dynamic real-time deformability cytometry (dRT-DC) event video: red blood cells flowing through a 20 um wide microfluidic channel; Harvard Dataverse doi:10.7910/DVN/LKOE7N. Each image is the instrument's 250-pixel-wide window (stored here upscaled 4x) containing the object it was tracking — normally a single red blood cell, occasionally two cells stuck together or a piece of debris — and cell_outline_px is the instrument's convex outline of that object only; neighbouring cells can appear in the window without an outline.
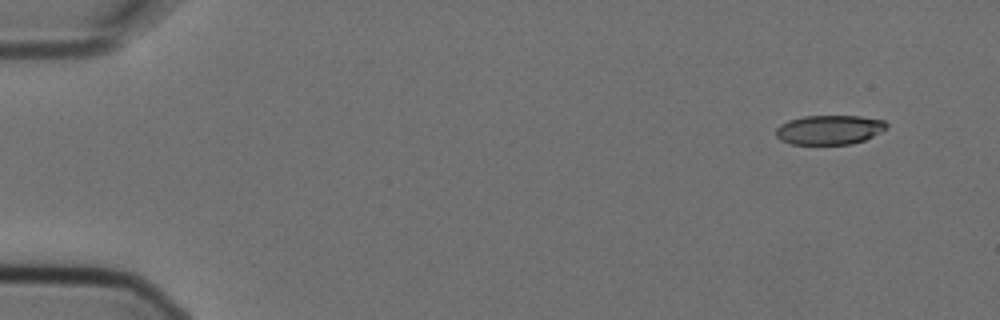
{"species": "Egyptian fruit bat (a non-hibernating species)", "species_latin": "Rousettus aegyptiacus", "temperature_condition": "cold", "stored_images_in_passage": 6, "camera_frame_rate_fps": 3000, "um_per_image_px": 0.085, "animal": {"sex": "female"}, "frame": {"image": 1, "passage_image": 2, "time_ms": 0.333, "image_size_px": [1000, 320], "cell_outline_px": [[888, 128], [864, 140], [852, 144], [792, 144], [780, 140], [776, 136], [776, 128], [780, 124], [788, 120], [804, 116], [860, 116], [884, 120], [888, 124]], "centroid_in_image_um": [70.49, 11.03], "position_along_channel_um": 14.5, "area_um2": 19.02}}
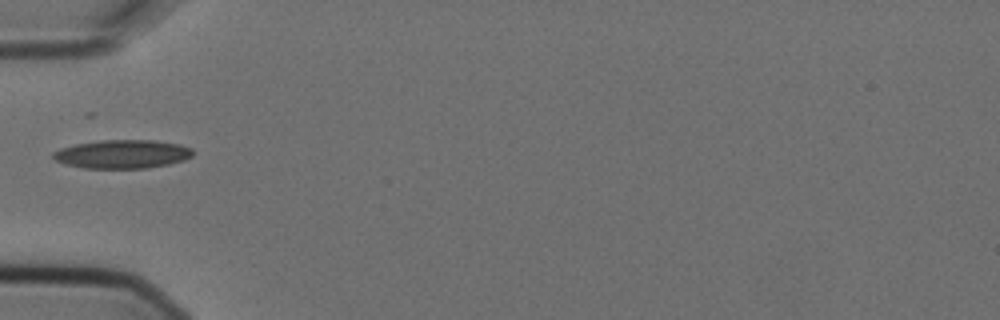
{"frame": {"image": 2, "passage_image": 6, "time_ms": 1.667, "image_size_px": [1000, 320], "cell_outline_px": [[192, 156], [184, 160], [168, 164], [148, 168], [84, 168], [64, 164], [56, 160], [52, 156], [52, 152], [60, 148], [76, 144], [100, 140], [156, 140], [180, 144], [192, 148]], "centroid_in_image_um": [10.4, 13.09], "position_along_channel_um": 74.6, "area_um2": 23.35}}